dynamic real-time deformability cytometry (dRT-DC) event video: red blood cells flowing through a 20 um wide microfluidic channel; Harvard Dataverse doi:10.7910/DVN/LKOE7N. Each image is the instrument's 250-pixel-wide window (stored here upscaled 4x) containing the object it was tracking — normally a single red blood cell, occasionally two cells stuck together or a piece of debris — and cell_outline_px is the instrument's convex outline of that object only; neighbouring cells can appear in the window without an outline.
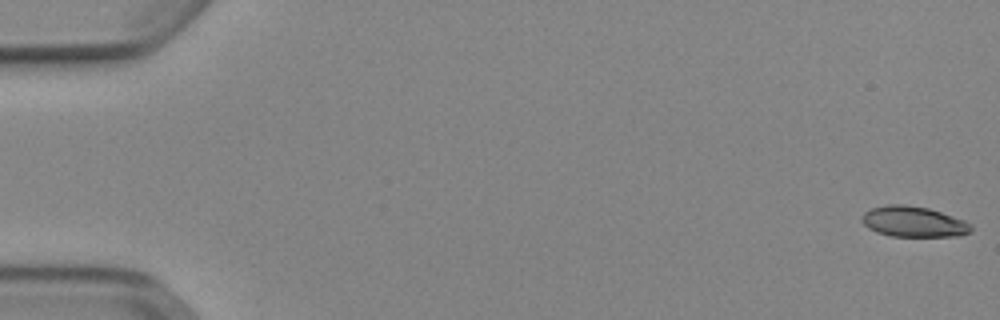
{"species": "Egyptian fruit bat (a non-hibernating species)", "species_latin": "Rousettus aegyptiacus", "temperature_condition": "cold", "stored_images_in_passage": 52, "camera_frame_rate_fps": 3000, "um_per_image_px": 0.085, "animal": {"sex": "female"}, "frame": {"image": 1, "passage_image": 1, "time_ms": 0.0, "image_size_px": [1000, 320], "cell_outline_px": [[972, 232], [960, 236], [892, 236], [876, 232], [868, 228], [860, 220], [860, 216], [864, 212], [872, 208], [888, 204], [904, 204], [928, 208], [964, 220], [972, 224]], "centroid_in_image_um": [77.64, 18.84], "position_along_channel_um": 7.4, "area_um2": 19.59}}
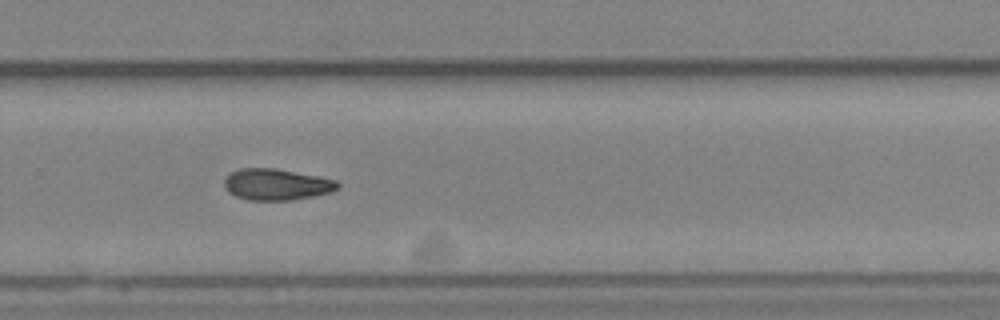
{"frame": {"image": 2, "passage_image": 36, "time_ms": 11.667, "image_size_px": [1000, 320], "cell_outline_px": [[340, 188], [332, 192], [292, 200], [248, 200], [236, 196], [228, 192], [224, 188], [224, 180], [232, 172], [240, 168], [276, 168], [320, 176], [336, 180], [340, 184]], "centroid_in_image_um": [23.53, 15.67], "position_along_channel_um": 306.3, "area_um2": 20.87}}
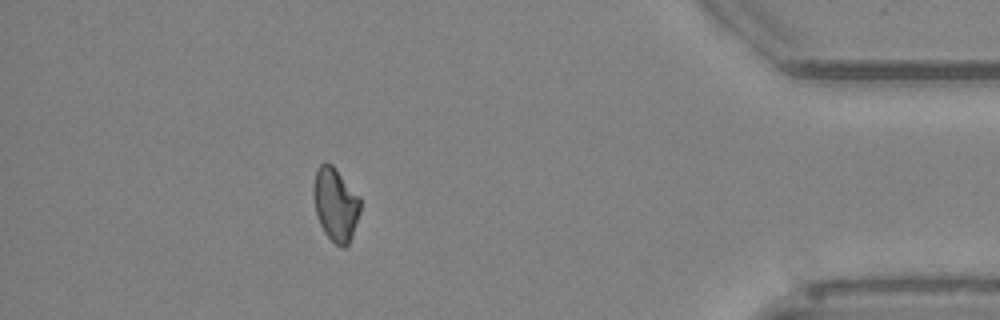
{"frame": {"image": 3, "passage_image": 47, "time_ms": 15.333, "image_size_px": [1000, 320], "cell_outline_px": [[360, 212], [352, 236], [348, 244], [344, 248], [336, 244], [324, 232], [320, 224], [316, 212], [312, 196], [312, 188], [316, 168], [324, 160], [332, 164], [336, 168], [360, 196]], "centroid_in_image_um": [28.5, 17.32], "position_along_channel_um": 406.7, "area_um2": 20.29}}